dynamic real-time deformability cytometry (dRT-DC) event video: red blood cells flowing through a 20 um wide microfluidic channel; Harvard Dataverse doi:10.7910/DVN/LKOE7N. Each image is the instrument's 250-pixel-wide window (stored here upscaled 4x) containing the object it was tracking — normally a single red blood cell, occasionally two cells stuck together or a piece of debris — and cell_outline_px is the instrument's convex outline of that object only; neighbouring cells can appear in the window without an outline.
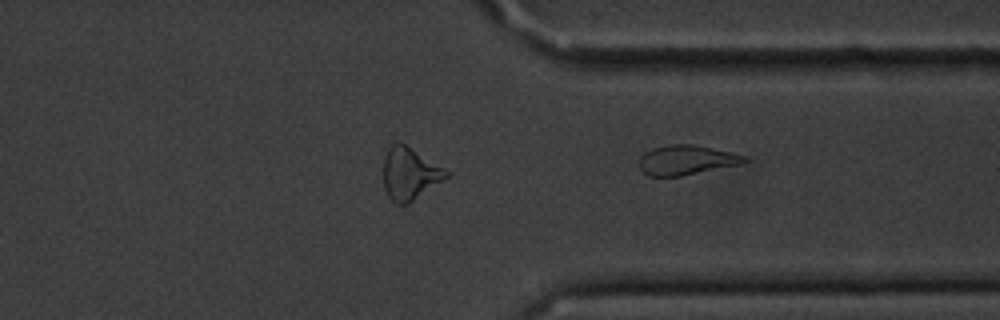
{"species": "common noctule bat (a hibernating species)", "species_latin": "Nyctalus noctula", "temperature_condition": "cold", "stored_images_in_passage": 43, "camera_frame_rate_fps": 3000, "um_per_image_px": 0.085, "animal": {"sex": "male", "body_mass_g": 20.1, "forearm_length_mm": 53.5}, "frame": {"image": 1, "passage_image": 43, "time_ms": 14.0, "image_size_px": [1000, 320], "cell_outline_px": [[748, 160], [744, 164], [680, 176], [648, 176], [640, 168], [640, 156], [644, 152], [652, 148], [668, 144], [696, 144], [732, 152], [744, 156]], "centroid_in_image_um": [58.36, 13.59], "position_along_channel_um": 353.0, "area_um2": 18.38}}